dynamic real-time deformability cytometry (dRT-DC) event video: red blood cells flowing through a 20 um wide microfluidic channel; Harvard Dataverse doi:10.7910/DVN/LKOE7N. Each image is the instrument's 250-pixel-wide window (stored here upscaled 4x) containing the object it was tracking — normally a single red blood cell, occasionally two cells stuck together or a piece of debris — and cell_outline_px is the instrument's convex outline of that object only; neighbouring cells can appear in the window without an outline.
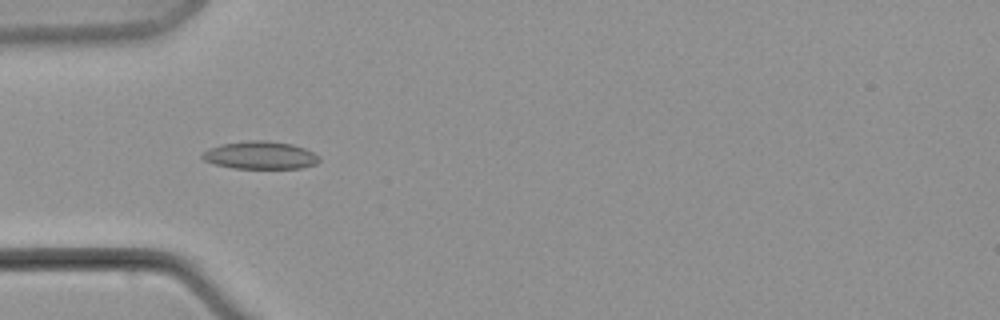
{"species": "common noctule bat (a hibernating species)", "species_latin": "Nyctalus noctula", "temperature_condition": "warm", "stored_images_in_passage": 7, "camera_frame_rate_fps": 3000, "um_per_image_px": 0.085, "animal": {"sex": "male", "body_mass_g": 21.5, "forearm_length_mm": 52.0}, "frame": {"image": 1, "passage_image": 6, "time_ms": 6.0, "image_size_px": [1000, 320], "cell_outline_px": [[320, 160], [316, 164], [300, 168], [232, 168], [216, 164], [204, 160], [200, 156], [208, 148], [220, 144], [248, 140], [264, 140], [292, 144], [304, 148], [320, 156]], "centroid_in_image_um": [22.12, 13.19], "position_along_channel_um": 62.9, "area_um2": 18.9}}
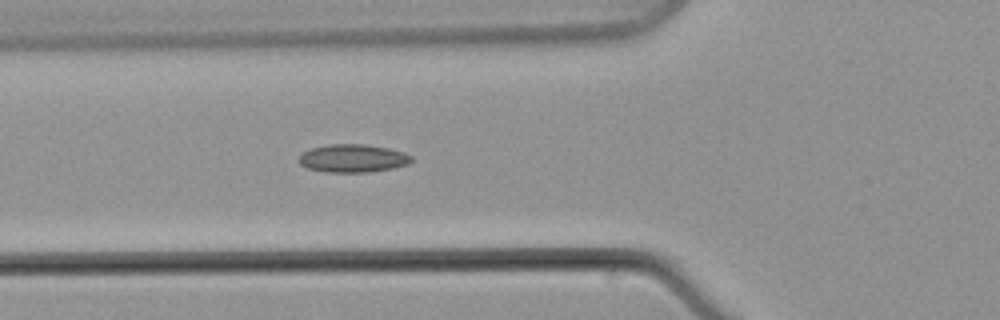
{"frame": {"image": 2, "passage_image": 7, "time_ms": 7.333, "image_size_px": [1000, 320], "cell_outline_px": [[412, 160], [408, 164], [392, 168], [368, 172], [324, 172], [308, 168], [300, 164], [300, 156], [304, 152], [312, 148], [328, 144], [364, 144], [388, 148], [404, 152], [412, 156]], "centroid_in_image_um": [30.01, 13.45], "position_along_channel_um": 95.8, "area_um2": 18.26}}